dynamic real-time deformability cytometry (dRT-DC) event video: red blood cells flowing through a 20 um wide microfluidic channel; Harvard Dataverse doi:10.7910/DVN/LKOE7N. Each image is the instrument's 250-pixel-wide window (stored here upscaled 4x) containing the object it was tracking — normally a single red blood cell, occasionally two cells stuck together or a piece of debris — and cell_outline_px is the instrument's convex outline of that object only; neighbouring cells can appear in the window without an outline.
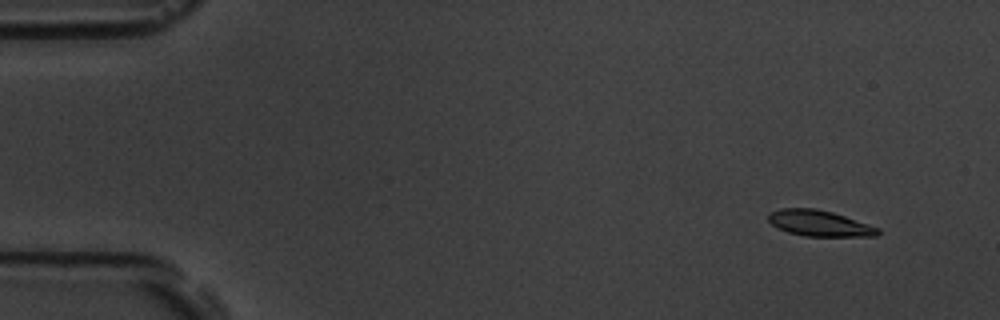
{"species": "common noctule bat (a hibernating species)", "species_latin": "Nyctalus noctula", "temperature_condition": "room temperature", "stored_images_in_passage": 5, "camera_frame_rate_fps": 3000, "um_per_image_px": 0.085, "animal": {"sex": "male", "body_mass_g": 19.5, "forearm_length_mm": 54.6}, "frame": {"image": 1, "passage_image": 2, "time_ms": 0.333, "image_size_px": [1000, 320], "cell_outline_px": [[880, 232], [876, 236], [804, 236], [788, 232], [776, 228], [768, 220], [768, 212], [780, 208], [816, 208], [832, 212], [880, 228]], "centroid_in_image_um": [69.61, 18.97], "position_along_channel_um": 15.4, "area_um2": 16.59}}
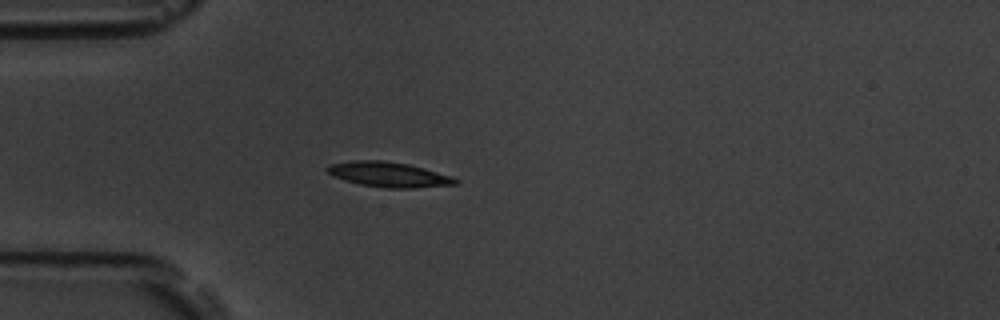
{"frame": {"image": 2, "passage_image": 5, "time_ms": 1.333, "image_size_px": [1000, 320], "cell_outline_px": [[460, 184], [412, 188], [384, 188], [360, 184], [344, 180], [332, 176], [324, 168], [332, 164], [352, 160], [384, 160], [408, 164], [424, 168], [452, 176], [460, 180]], "centroid_in_image_um": [33.06, 14.83], "position_along_channel_um": 51.9, "area_um2": 18.84}}